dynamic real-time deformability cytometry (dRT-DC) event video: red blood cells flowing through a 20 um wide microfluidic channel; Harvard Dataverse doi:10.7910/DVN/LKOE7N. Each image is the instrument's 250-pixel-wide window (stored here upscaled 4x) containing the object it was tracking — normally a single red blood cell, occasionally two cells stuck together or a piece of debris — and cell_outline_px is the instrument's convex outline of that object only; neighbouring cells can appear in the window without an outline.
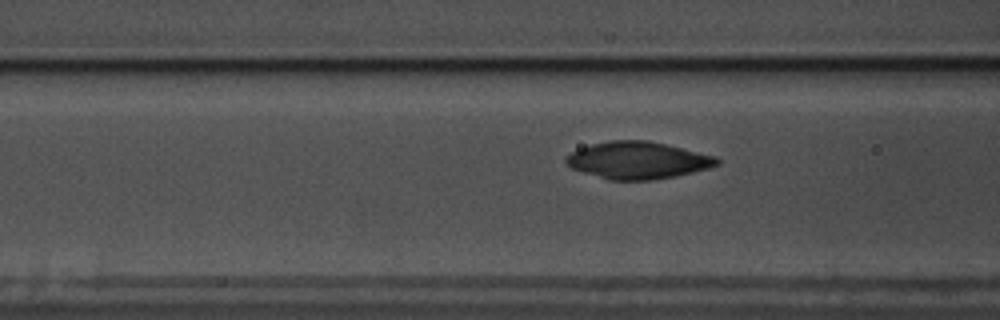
{"species": "common noctule bat (a hibernating species)", "species_latin": "Nyctalus noctula", "temperature_condition": "warm", "stored_images_in_passage": 59, "camera_frame_rate_fps": 3000, "um_per_image_px": 0.085, "animal": {"sex": "male", "body_mass_g": 17.5, "forearm_length_mm": 52.3}, "frame": {"image": 1, "passage_image": 23, "time_ms": 7.333, "image_size_px": [1000, 320], "cell_outline_px": [[720, 164], [708, 168], [676, 176], [652, 180], [608, 180], [572, 168], [564, 160], [564, 156], [580, 148], [592, 144], [612, 140], [648, 140], [716, 156], [720, 160]], "centroid_in_image_um": [54.22, 13.62], "position_along_channel_um": 112.4, "area_um2": 32.54}}
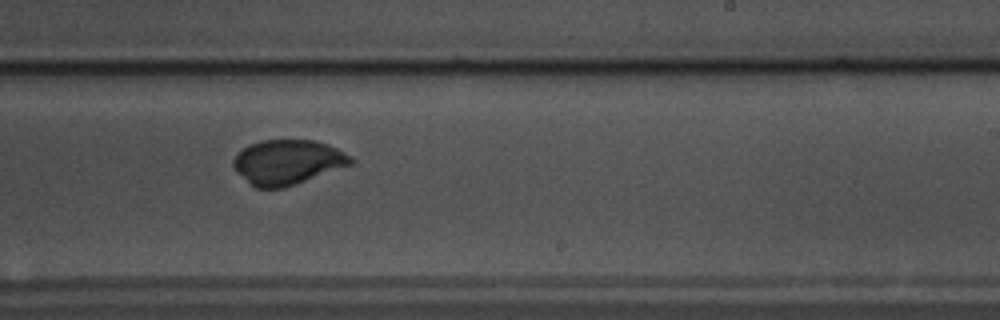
{"frame": {"image": 2, "passage_image": 36, "time_ms": 11.667, "image_size_px": [1000, 320], "cell_outline_px": [[356, 160], [352, 164], [284, 188], [256, 188], [236, 172], [232, 164], [232, 160], [248, 144], [260, 140], [312, 140], [328, 144], [352, 156]], "centroid_in_image_um": [24.44, 13.77], "position_along_channel_um": 264.6, "area_um2": 30.58}}
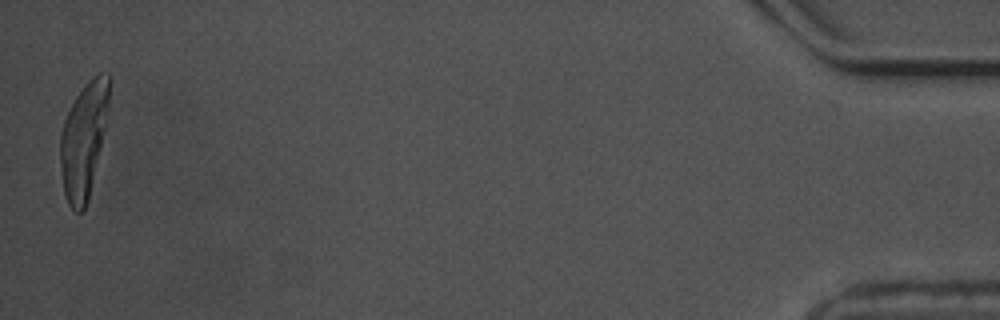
{"frame": {"image": 3, "passage_image": 58, "time_ms": 19.0, "image_size_px": [1000, 320], "cell_outline_px": [[108, 100], [104, 124], [100, 144], [88, 200], [84, 208], [80, 212], [76, 212], [68, 204], [64, 192], [60, 164], [60, 136], [64, 120], [76, 96], [88, 80], [92, 76], [100, 72], [108, 72]], "centroid_in_image_um": [7.06, 11.89], "position_along_channel_um": 428.1, "area_um2": 31.62}}